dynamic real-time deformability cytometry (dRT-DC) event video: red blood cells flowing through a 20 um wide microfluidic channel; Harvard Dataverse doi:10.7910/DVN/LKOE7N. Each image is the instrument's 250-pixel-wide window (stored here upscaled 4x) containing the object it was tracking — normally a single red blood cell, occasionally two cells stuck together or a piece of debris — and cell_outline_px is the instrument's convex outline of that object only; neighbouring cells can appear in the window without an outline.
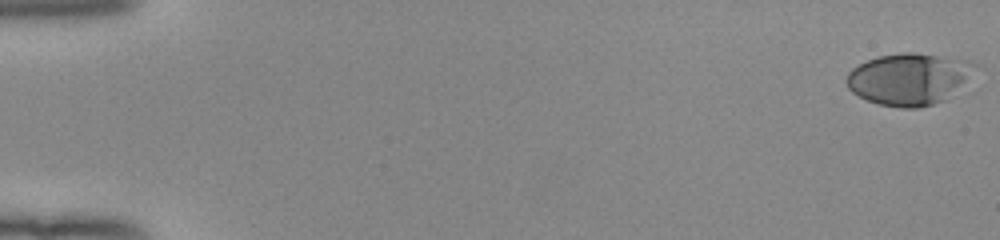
{"species": "human", "species_latin": "Homo sapiens", "temperature_condition": "room temperature", "stored_images_in_passage": 53, "camera_frame_rate_fps": 3000, "um_per_image_px": 0.085, "donor": {"sex": "female"}, "frame": {"image": 1, "passage_image": 1, "time_ms": 0.0, "image_size_px": [1000, 240], "cell_outline_px": [[976, 64], [964, 80], [944, 100], [932, 104], [916, 108], [900, 108], [880, 104], [868, 100], [852, 92], [848, 88], [844, 80], [848, 72], [852, 68], [868, 60], [880, 56], [904, 52], [912, 52], [968, 60]], "centroid_in_image_um": [77.17, 6.71], "position_along_channel_um": 7.8, "area_um2": 37.86}}
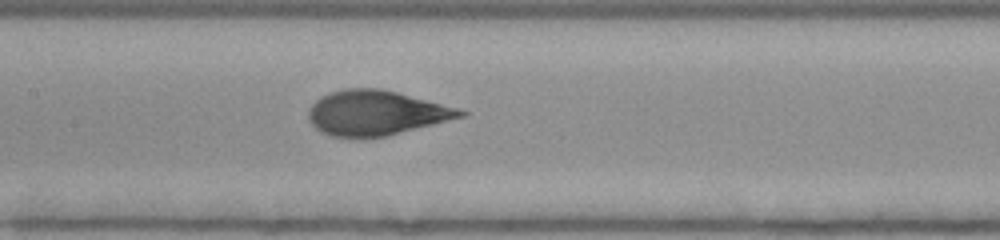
{"frame": {"image": 2, "passage_image": 27, "time_ms": 8.667, "image_size_px": [1000, 240], "cell_outline_px": [[468, 112], [464, 116], [384, 136], [364, 140], [360, 140], [332, 136], [320, 132], [308, 120], [308, 112], [312, 104], [316, 100], [328, 92], [344, 88], [380, 88], [460, 108]], "centroid_in_image_um": [31.9, 9.61], "position_along_channel_um": 175.5, "area_um2": 39.88}}
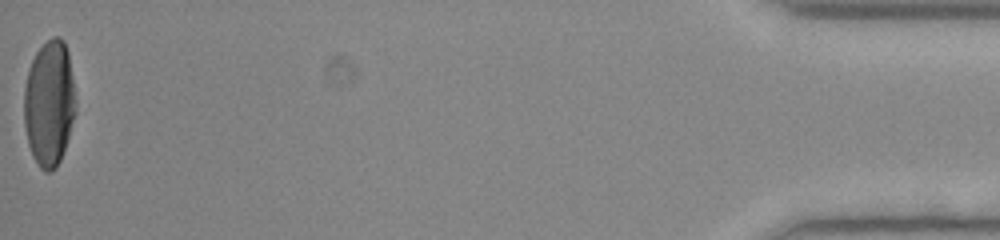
{"frame": {"image": 3, "passage_image": 53, "time_ms": 17.333, "image_size_px": [1000, 240], "cell_outline_px": [[76, 112], [60, 160], [56, 168], [52, 172], [44, 172], [40, 168], [32, 156], [28, 144], [24, 124], [24, 88], [28, 68], [36, 52], [52, 36], [60, 36], [64, 40], [68, 52], [76, 100]], "centroid_in_image_um": [4.18, 8.78], "position_along_channel_um": 431.0, "area_um2": 38.09}, "authors_computed_cell_mechanics": {"area_um2": 38.2636, "velocity_mm_per_s": 3.9783, "shape_relaxation_time_tau1_ms": 4.3633, "shape_relaxation_time_tau2_ms": null, "deformation_change_tau1": 0.2091, "deformation_change_tau2": null}}